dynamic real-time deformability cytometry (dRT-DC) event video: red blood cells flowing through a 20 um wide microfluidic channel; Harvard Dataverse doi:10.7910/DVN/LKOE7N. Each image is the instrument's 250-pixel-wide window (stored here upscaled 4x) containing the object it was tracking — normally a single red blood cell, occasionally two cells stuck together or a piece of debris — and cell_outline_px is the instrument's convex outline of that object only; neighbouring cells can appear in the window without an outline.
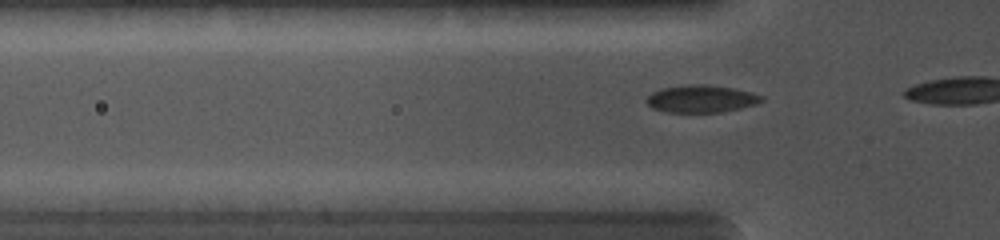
{"species": "common noctule bat (a hibernating species)", "species_latin": "Nyctalus noctula", "temperature_condition": "cold", "stored_images_in_passage": 7, "camera_frame_rate_fps": 5000, "um_per_image_px": 0.085, "animal": {"sex": "female", "body_mass_g": 19.0, "forearm_length_mm": 56.7}, "frame": {"image": 1, "passage_image": 4, "time_ms": 0.8, "image_size_px": [1000, 240], "cell_outline_px": [[764, 100], [756, 104], [740, 108], [720, 112], [664, 112], [652, 108], [648, 104], [648, 96], [652, 92], [660, 88], [688, 84], [708, 84], [732, 88], [752, 92], [764, 96]], "centroid_in_image_um": [59.61, 8.39], "position_along_channel_um": 66.2, "area_um2": 18.44}}